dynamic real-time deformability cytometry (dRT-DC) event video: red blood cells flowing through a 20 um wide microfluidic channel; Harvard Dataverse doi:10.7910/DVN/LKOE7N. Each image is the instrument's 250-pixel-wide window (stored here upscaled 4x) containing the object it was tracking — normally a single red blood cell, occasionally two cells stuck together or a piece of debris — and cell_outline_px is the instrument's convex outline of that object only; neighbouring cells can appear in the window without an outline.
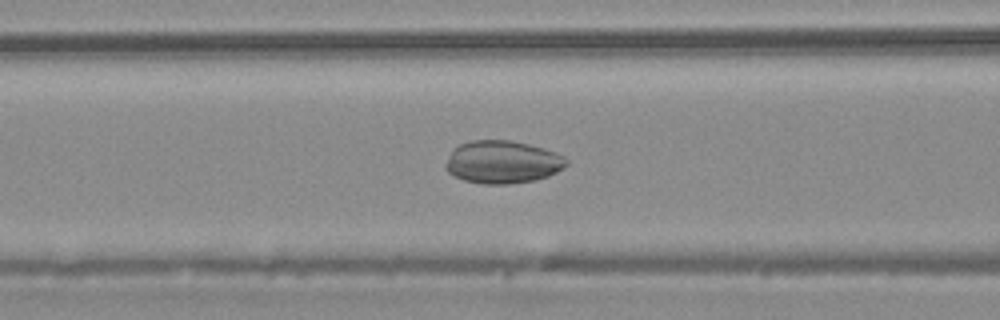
{"species": "common noctule bat (a hibernating species)", "species_latin": "Nyctalus noctula", "temperature_condition": "warm", "stored_images_in_passage": 43, "camera_frame_rate_fps": 3000, "um_per_image_px": 0.085, "animal": {"sex": "male", "body_mass_g": 20.4}, "frame": {"image": 1, "passage_image": 19, "time_ms": 6.0, "image_size_px": [1000, 320], "cell_outline_px": [[568, 164], [564, 168], [548, 176], [536, 180], [508, 184], [480, 184], [464, 180], [448, 172], [444, 168], [444, 164], [452, 148], [460, 144], [472, 140], [512, 140], [528, 144], [556, 152], [564, 156], [568, 160]], "centroid_in_image_um": [42.7, 13.77], "position_along_channel_um": 123.9, "area_um2": 30.4}}
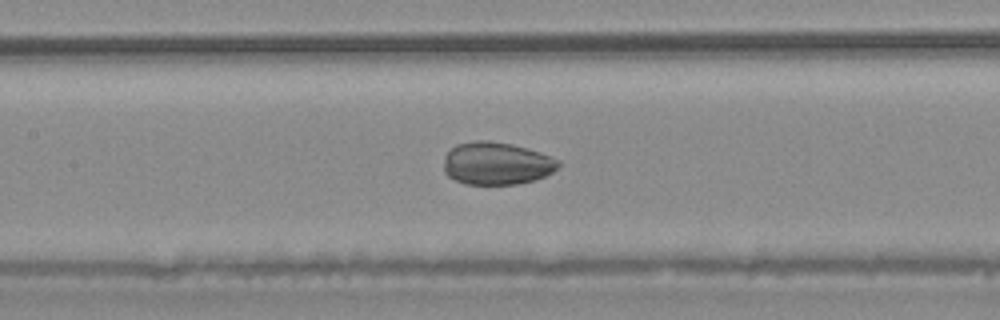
{"frame": {"image": 2, "passage_image": 22, "time_ms": 7.0, "image_size_px": [1000, 320], "cell_outline_px": [[564, 164], [552, 172], [536, 180], [516, 184], [464, 184], [448, 176], [444, 172], [444, 156], [456, 144], [476, 140], [488, 140], [512, 144], [528, 148], [552, 156], [560, 160]], "centroid_in_image_um": [42.25, 13.88], "position_along_channel_um": 165.2, "area_um2": 28.84}}
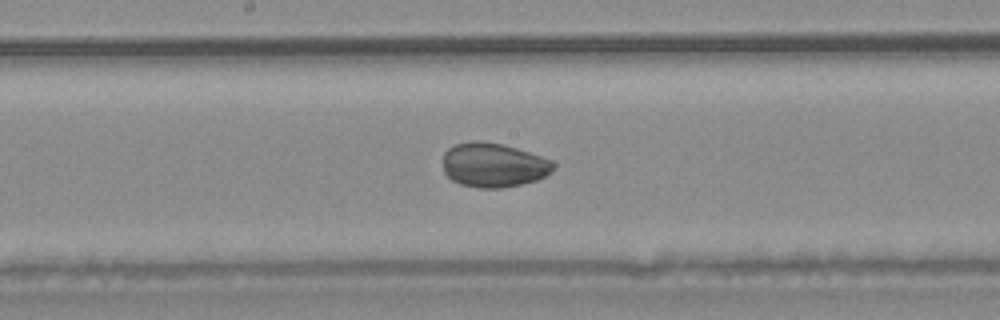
{"frame": {"image": 3, "passage_image": 25, "time_ms": 8.0, "image_size_px": [1000, 320], "cell_outline_px": [[556, 164], [544, 176], [536, 180], [504, 188], [480, 188], [460, 184], [452, 180], [444, 172], [444, 152], [448, 148], [456, 144], [472, 140], [480, 140], [500, 144], [516, 148], [552, 160]], "centroid_in_image_um": [41.92, 14.02], "position_along_channel_um": 206.3, "area_um2": 28.32}, "authors_computed_cell_mechanics": {"area_um2": 29.6514, "velocity_mm_per_s": 4.1146, "shape_relaxation_time_tau1_ms": 6.3513, "shape_relaxation_time_tau2_ms": null, "deformation_change_tau1": 0.1017, "deformation_change_tau2": null}}